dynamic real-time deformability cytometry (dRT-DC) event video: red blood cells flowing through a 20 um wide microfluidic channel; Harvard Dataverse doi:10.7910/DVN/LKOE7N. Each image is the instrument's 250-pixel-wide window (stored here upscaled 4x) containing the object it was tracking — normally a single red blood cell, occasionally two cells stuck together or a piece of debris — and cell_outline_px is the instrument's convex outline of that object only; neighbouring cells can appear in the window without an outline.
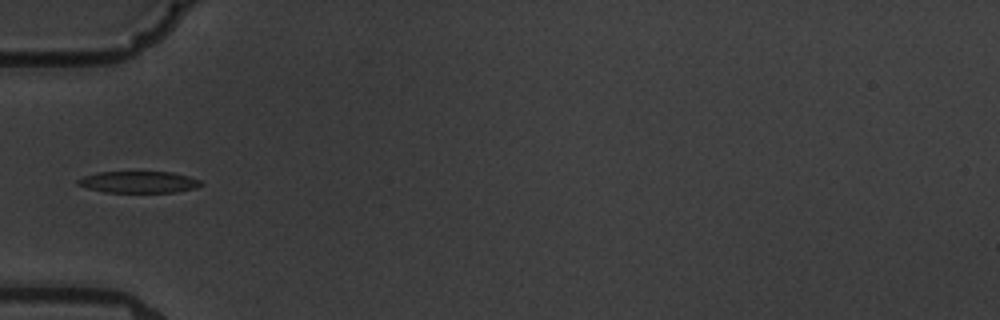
{"species": "common noctule bat (a hibernating species)", "species_latin": "Nyctalus noctula", "temperature_condition": "warm", "stored_images_in_passage": 7, "camera_frame_rate_fps": 3000, "um_per_image_px": 0.085, "animal": {"sex": "male", "body_mass_g": 19.5, "forearm_length_mm": 54.6}, "frame": {"image": 1, "passage_image": 7, "time_ms": 6.667, "image_size_px": [1000, 320], "cell_outline_px": [[204, 184], [196, 188], [176, 192], [104, 192], [88, 188], [76, 184], [76, 180], [84, 176], [96, 172], [172, 172], [188, 176], [200, 180]], "centroid_in_image_um": [11.79, 15.47], "position_along_channel_um": 73.2, "area_um2": 15.55}}